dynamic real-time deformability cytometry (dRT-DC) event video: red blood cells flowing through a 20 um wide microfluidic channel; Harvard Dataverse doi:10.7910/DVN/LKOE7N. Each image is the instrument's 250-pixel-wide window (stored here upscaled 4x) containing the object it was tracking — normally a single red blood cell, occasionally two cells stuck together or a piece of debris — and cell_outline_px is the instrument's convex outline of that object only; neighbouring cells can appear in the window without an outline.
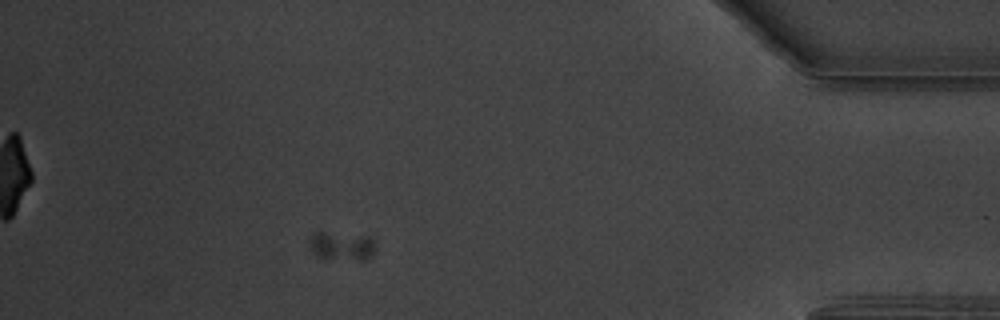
{"species": "common noctule bat (a hibernating species)", "species_latin": "Nyctalus noctula", "temperature_condition": "warm", "stored_images_in_passage": 50, "camera_frame_rate_fps": 3000, "um_per_image_px": 0.085, "animal": {"sex": "male", "body_mass_g": 19.5, "forearm_length_mm": 54.6}, "frame": {"image": 1, "passage_image": 44, "time_ms": 14.333, "image_size_px": [1000, 320], "cell_outline_px": [[372, 256], [364, 260], [320, 256], [312, 252], [312, 236], [316, 232], [324, 232], [372, 236]], "centroid_in_image_um": [29.09, 20.88], "position_along_channel_um": 406.1, "area_um2": 10.29}}